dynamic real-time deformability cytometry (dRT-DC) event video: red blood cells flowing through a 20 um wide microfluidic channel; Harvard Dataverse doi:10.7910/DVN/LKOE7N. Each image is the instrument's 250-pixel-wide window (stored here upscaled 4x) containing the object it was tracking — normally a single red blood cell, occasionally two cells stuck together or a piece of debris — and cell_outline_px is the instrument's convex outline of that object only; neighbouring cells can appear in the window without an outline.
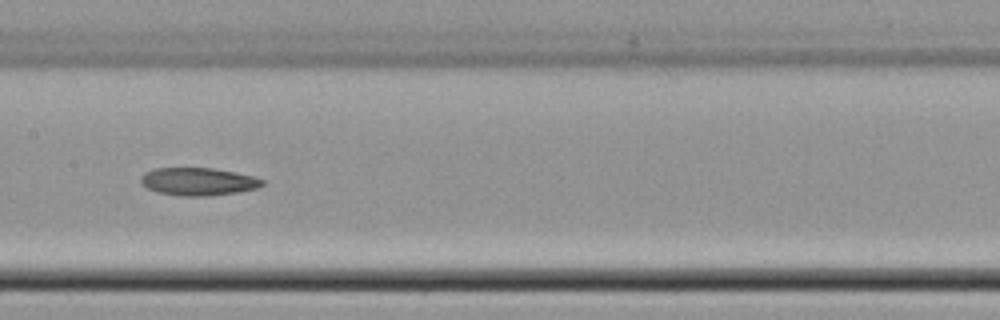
{"species": "common noctule bat (a hibernating species)", "species_latin": "Nyctalus noctula", "temperature_condition": "cold", "stored_images_in_passage": 36, "camera_frame_rate_fps": 3000, "um_per_image_px": 0.085, "animal": {"sex": "female", "body_mass_g": 22.7, "forearm_length_mm": 54.2}, "frame": {"image": 1, "passage_image": 11, "time_ms": 3.333, "image_size_px": [1000, 320], "cell_outline_px": [[264, 184], [256, 188], [236, 192], [204, 196], [180, 196], [156, 192], [148, 188], [140, 180], [140, 176], [144, 172], [156, 168], [212, 168], [252, 176], [264, 180]], "centroid_in_image_um": [16.8, 15.43], "position_along_channel_um": 190.6, "area_um2": 19.42}}